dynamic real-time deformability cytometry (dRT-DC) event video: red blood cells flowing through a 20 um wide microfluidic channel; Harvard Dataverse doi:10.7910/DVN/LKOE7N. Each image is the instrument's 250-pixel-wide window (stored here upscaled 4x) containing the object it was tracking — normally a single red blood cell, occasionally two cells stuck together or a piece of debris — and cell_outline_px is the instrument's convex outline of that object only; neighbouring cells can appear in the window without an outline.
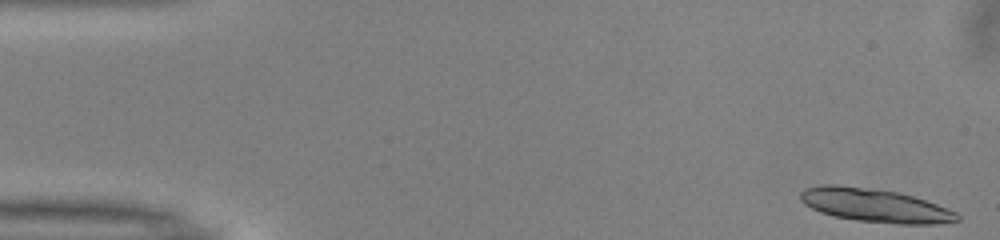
{"species": "common noctule bat (a hibernating species)", "species_latin": "Nyctalus noctula", "temperature_condition": "warm", "stored_images_in_passage": 50, "camera_frame_rate_fps": 3000, "um_per_image_px": 0.085, "animal": {"sex": "male", "body_mass_g": 13.0, "forearm_length_mm": 53.1}, "frame": {"image": 1, "passage_image": 1, "time_ms": 0.0, "image_size_px": [1000, 240], "cell_outline_px": [[960, 220], [936, 224], [896, 224], [856, 220], [832, 216], [820, 212], [804, 204], [800, 200], [800, 192], [804, 188], [824, 184], [836, 184], [896, 192], [912, 196], [936, 204], [956, 212], [960, 216]], "centroid_in_image_um": [74.33, 17.46], "position_along_channel_um": 10.7, "area_um2": 30.46}}
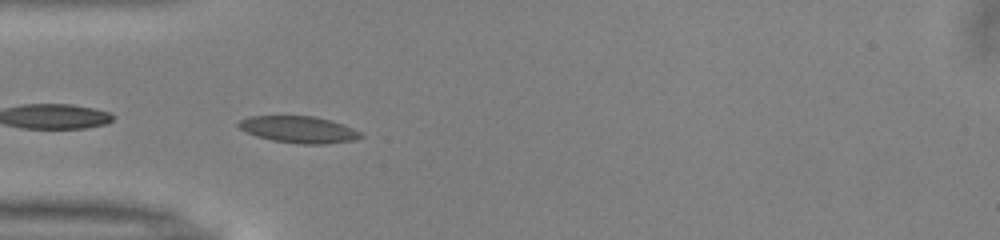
{"frame": {"image": 2, "passage_image": 15, "time_ms": 4.667, "image_size_px": [1000, 240], "cell_outline_px": [[364, 136], [356, 140], [324, 144], [300, 144], [272, 140], [256, 136], [240, 128], [236, 124], [240, 120], [248, 116], [316, 116], [332, 120], [344, 124], [360, 132]], "centroid_in_image_um": [25.42, 11.0], "position_along_channel_um": 59.6, "area_um2": 19.13}}
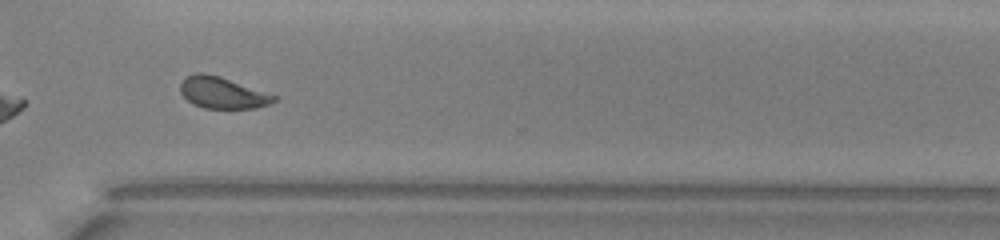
{"frame": {"image": 3, "passage_image": 37, "time_ms": 12.0, "image_size_px": [1000, 240], "cell_outline_px": [[280, 96], [276, 100], [268, 104], [256, 108], [204, 108], [192, 104], [180, 92], [180, 84], [184, 76], [196, 72], [204, 72], [220, 76]], "centroid_in_image_um": [18.91, 7.86], "position_along_channel_um": 351.7, "area_um2": 17.46}, "authors_computed_cell_mechanics": {"area_um2": 17.9758, "velocity_mm_per_s": 4.0108, "shape_relaxation_time_tau1_ms": 4.3586, "shape_relaxation_time_tau2_ms": 0.8926, "deformation_change_tau1": 0.1418, "deformation_change_tau2": 0.0552}}